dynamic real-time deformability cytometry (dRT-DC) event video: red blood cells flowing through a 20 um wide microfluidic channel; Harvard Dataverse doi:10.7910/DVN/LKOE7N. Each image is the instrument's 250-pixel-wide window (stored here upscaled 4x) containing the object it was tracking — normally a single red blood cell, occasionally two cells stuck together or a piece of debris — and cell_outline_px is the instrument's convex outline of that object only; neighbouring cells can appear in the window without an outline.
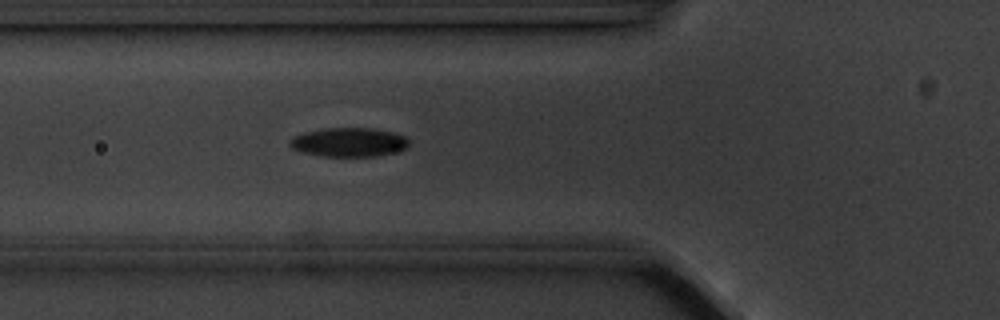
{"species": "common noctule bat (a hibernating species)", "species_latin": "Nyctalus noctula", "temperature_condition": "cold", "stored_images_in_passage": 4, "camera_frame_rate_fps": 3000, "um_per_image_px": 0.085, "animal": {"sex": "male", "body_mass_g": 20.1, "forearm_length_mm": 53.5}, "frame": {"image": 1, "passage_image": 4, "time_ms": 4.0, "image_size_px": [1000, 320], "cell_outline_px": [[408, 144], [404, 148], [392, 152], [372, 156], [324, 156], [304, 152], [292, 148], [288, 144], [292, 136], [304, 132], [324, 128], [372, 128], [392, 132], [404, 136], [408, 140]], "centroid_in_image_um": [29.59, 12.07], "position_along_channel_um": 96.2, "area_um2": 19.83}}